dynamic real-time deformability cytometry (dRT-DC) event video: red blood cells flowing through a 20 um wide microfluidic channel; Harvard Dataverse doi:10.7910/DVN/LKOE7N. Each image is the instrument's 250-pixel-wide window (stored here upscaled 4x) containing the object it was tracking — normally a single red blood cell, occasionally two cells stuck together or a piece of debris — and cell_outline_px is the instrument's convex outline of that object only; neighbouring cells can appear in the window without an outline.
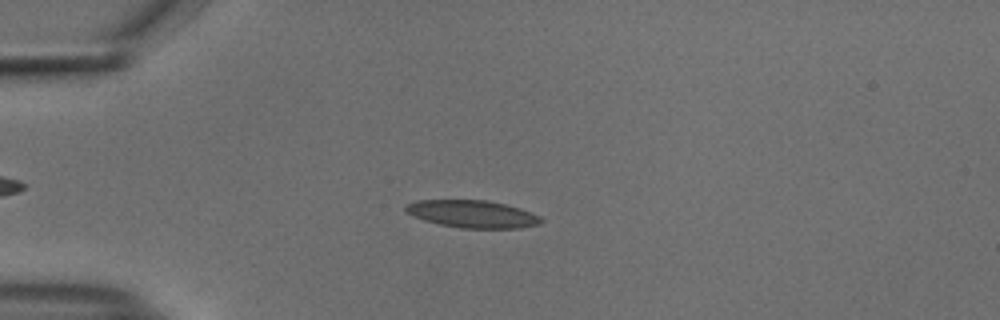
{"species": "common noctule bat (a hibernating species)", "species_latin": "Nyctalus noctula", "temperature_condition": "cold", "stored_images_in_passage": 54, "camera_frame_rate_fps": 3000, "um_per_image_px": 0.085, "animal": {"sex": "male", "body_mass_g": 18.8}, "frame": {"image": 1, "passage_image": 14, "time_ms": 4.333, "image_size_px": [1000, 320], "cell_outline_px": [[544, 220], [540, 224], [520, 228], [460, 228], [440, 224], [424, 220], [404, 212], [404, 208], [408, 204], [416, 200], [488, 200], [520, 208], [540, 216]], "centroid_in_image_um": [40.16, 18.19], "position_along_channel_um": 44.8, "area_um2": 21.68}}
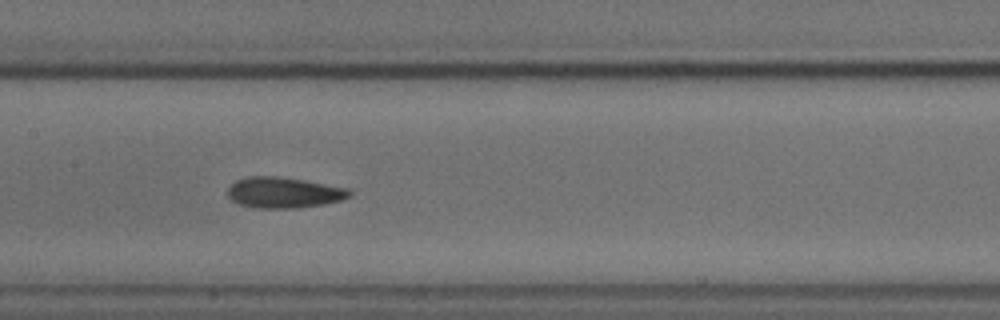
{"frame": {"image": 2, "passage_image": 27, "time_ms": 8.667, "image_size_px": [1000, 320], "cell_outline_px": [[352, 196], [340, 200], [324, 204], [296, 208], [256, 208], [240, 204], [232, 200], [228, 196], [228, 188], [236, 180], [248, 176], [276, 176], [304, 180], [348, 188], [352, 192]], "centroid_in_image_um": [24.13, 16.37], "position_along_channel_um": 183.3, "area_um2": 21.85}}
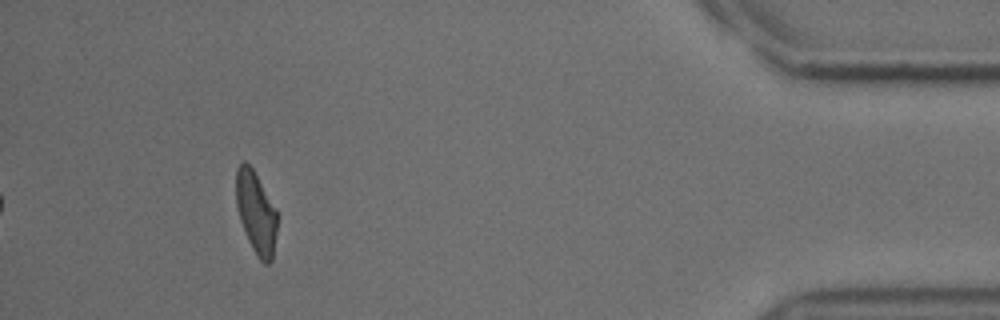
{"frame": {"image": 3, "passage_image": 50, "time_ms": 16.333, "image_size_px": [1000, 320], "cell_outline_px": [[276, 232], [272, 260], [268, 264], [264, 264], [256, 256], [248, 240], [240, 220], [236, 204], [236, 168], [244, 160], [252, 168], [276, 208]], "centroid_in_image_um": [21.75, 18.08], "position_along_channel_um": 413.5, "area_um2": 19.54}, "authors_computed_cell_mechanics": {"area_um2": 21.097, "velocity_mm_per_s": 3.7363, "shape_relaxation_time_tau1_ms": 4.3158, "shape_relaxation_time_tau2_ms": 2.2711, "deformation_change_tau1": 0.148, "deformation_change_tau2": 0.084}}